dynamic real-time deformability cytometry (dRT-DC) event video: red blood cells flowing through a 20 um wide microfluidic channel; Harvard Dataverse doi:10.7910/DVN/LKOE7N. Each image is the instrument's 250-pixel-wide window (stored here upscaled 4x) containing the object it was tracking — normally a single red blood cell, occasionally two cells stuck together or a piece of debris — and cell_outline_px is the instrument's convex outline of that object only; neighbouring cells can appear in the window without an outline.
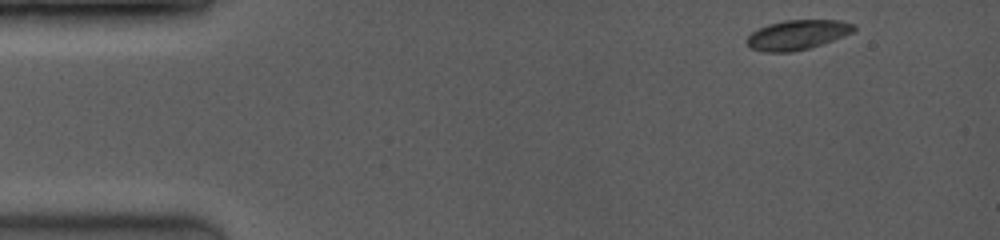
{"species": "common noctule bat (a hibernating species)", "species_latin": "Nyctalus noctula", "temperature_condition": "room temperature", "stored_images_in_passage": 36, "camera_frame_rate_fps": 3500, "um_per_image_px": 0.085, "animal": {"sex": "female", "body_mass_g": 19.0, "forearm_length_mm": 53.3}, "frame": {"image": 1, "passage_image": 1, "time_ms": 0.0, "image_size_px": [1000, 240], "cell_outline_px": [[856, 28], [852, 32], [832, 40], [808, 48], [792, 52], [764, 52], [748, 48], [748, 36], [752, 32], [768, 24], [784, 20], [840, 20], [856, 24]], "centroid_in_image_um": [67.76, 2.95], "position_along_channel_um": 17.2, "area_um2": 18.38}}
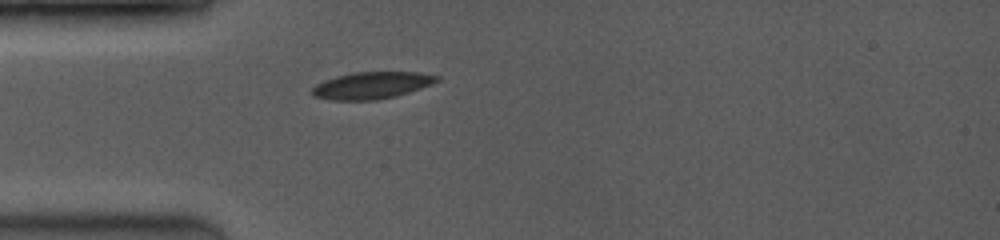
{"frame": {"image": 2, "passage_image": 17, "time_ms": 3.143, "image_size_px": [1000, 240], "cell_outline_px": [[440, 80], [432, 84], [396, 96], [376, 100], [328, 100], [312, 96], [312, 88], [316, 84], [324, 80], [336, 76], [356, 72], [420, 72], [440, 76]], "centroid_in_image_um": [31.59, 7.26], "position_along_channel_um": 53.4, "area_um2": 19.65}}
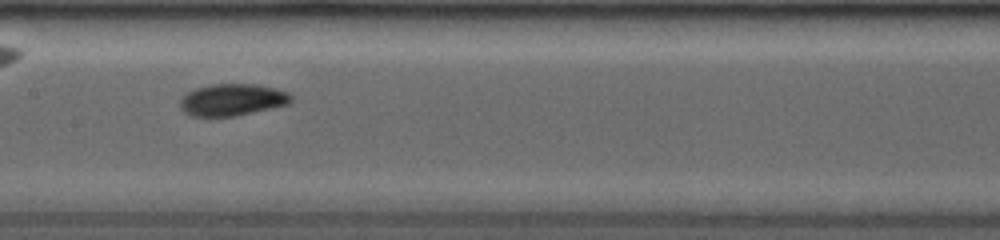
{"frame": {"image": 3, "passage_image": 34, "time_ms": 6.571, "image_size_px": [1000, 240], "cell_outline_px": [[292, 100], [288, 104], [272, 108], [236, 116], [192, 116], [184, 112], [180, 108], [180, 100], [188, 92], [196, 88], [212, 84], [256, 84], [276, 88], [288, 92], [292, 96]], "centroid_in_image_um": [19.76, 8.48], "position_along_channel_um": 187.6, "area_um2": 20.63}}